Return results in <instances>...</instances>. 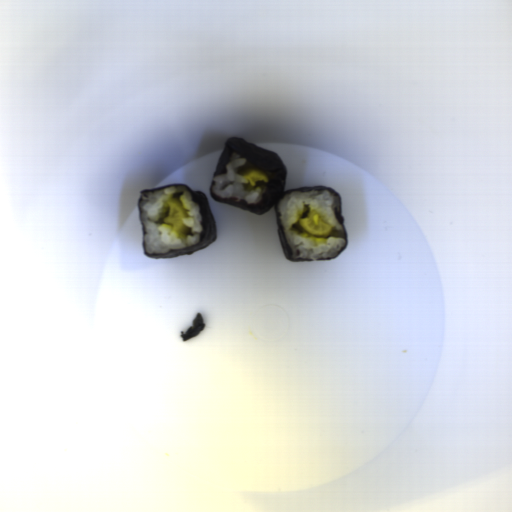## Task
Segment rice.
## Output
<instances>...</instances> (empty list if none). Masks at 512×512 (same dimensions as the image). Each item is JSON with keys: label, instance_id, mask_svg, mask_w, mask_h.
<instances>
[{"label": "rice", "instance_id": "obj_1", "mask_svg": "<svg viewBox=\"0 0 512 512\" xmlns=\"http://www.w3.org/2000/svg\"><path fill=\"white\" fill-rule=\"evenodd\" d=\"M336 197L326 189L293 191L276 205L280 225L293 259H324L335 257L345 246V231L335 216ZM319 214L326 223L334 226L325 237L312 236L299 225V218L311 212Z\"/></svg>", "mask_w": 512, "mask_h": 512}, {"label": "rice", "instance_id": "obj_2", "mask_svg": "<svg viewBox=\"0 0 512 512\" xmlns=\"http://www.w3.org/2000/svg\"><path fill=\"white\" fill-rule=\"evenodd\" d=\"M177 197L185 206L188 217L183 221L189 227L187 234L174 230L171 224L163 220L169 212L168 200ZM139 220L143 226V245L146 253H169L195 246L200 242L203 231L199 205L193 202L190 192L182 186H170L146 193L140 202Z\"/></svg>", "mask_w": 512, "mask_h": 512}, {"label": "rice", "instance_id": "obj_3", "mask_svg": "<svg viewBox=\"0 0 512 512\" xmlns=\"http://www.w3.org/2000/svg\"><path fill=\"white\" fill-rule=\"evenodd\" d=\"M247 162L238 153L232 154L230 161L226 164V173L214 176L215 185L211 190L220 199L235 198L238 201H245L249 204H257L263 198L266 186L257 183L250 185L244 176H239L237 170Z\"/></svg>", "mask_w": 512, "mask_h": 512}]
</instances>
